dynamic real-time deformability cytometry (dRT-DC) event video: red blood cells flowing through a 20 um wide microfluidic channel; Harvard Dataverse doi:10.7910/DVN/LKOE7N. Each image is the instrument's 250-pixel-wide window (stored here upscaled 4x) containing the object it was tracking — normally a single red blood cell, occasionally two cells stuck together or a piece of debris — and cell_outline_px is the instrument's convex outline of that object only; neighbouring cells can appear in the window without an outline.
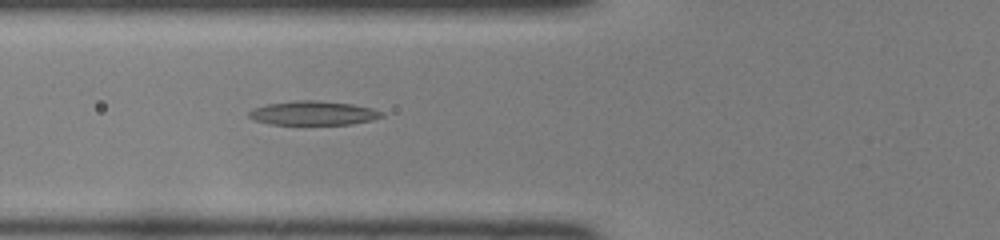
{"species": "common noctule bat (a hibernating species)", "species_latin": "Nyctalus noctula", "temperature_condition": "room temperature", "stored_images_in_passage": 34, "camera_frame_rate_fps": 3000, "um_per_image_px": 0.085, "animal": {"sex": "female", "body_mass_g": 22.0, "forearm_length_mm": 56.7}, "frame": {"image": 1, "passage_image": 6, "time_ms": 1.667, "image_size_px": [1000, 240], "cell_outline_px": [[384, 116], [372, 120], [352, 124], [268, 124], [252, 120], [248, 116], [248, 112], [252, 108], [268, 104], [296, 100], [312, 100], [352, 104], [372, 108], [384, 112]], "centroid_in_image_um": [26.61, 9.61], "position_along_channel_um": 99.2, "area_um2": 18.67}}
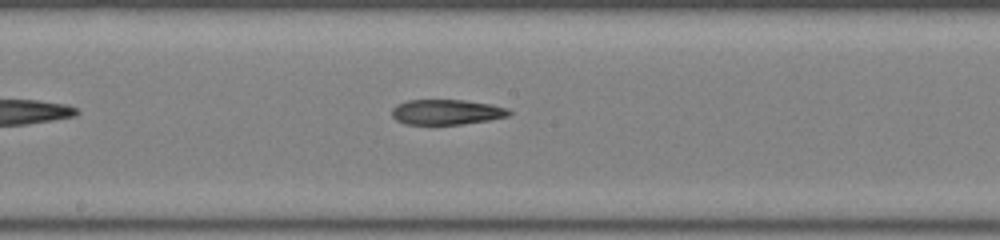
{"frame": {"image": 2, "passage_image": 14, "time_ms": 4.333, "image_size_px": [1000, 240], "cell_outline_px": [[512, 112], [508, 116], [488, 120], [464, 124], [404, 124], [396, 120], [392, 116], [392, 108], [396, 104], [408, 100], [464, 100], [492, 104], [508, 108]], "centroid_in_image_um": [37.95, 9.52], "position_along_channel_um": 210.2, "area_um2": 17.28}}
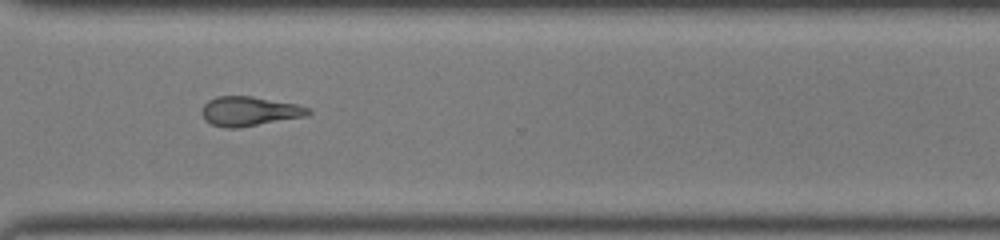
{"frame": {"image": 3, "passage_image": 24, "time_ms": 7.667, "image_size_px": [1000, 240], "cell_outline_px": [[312, 112], [304, 116], [240, 128], [224, 128], [212, 124], [204, 120], [200, 112], [204, 104], [208, 100], [216, 96], [252, 96], [296, 104], [308, 108]], "centroid_in_image_um": [21.13, 9.46], "position_along_channel_um": 349.5, "area_um2": 18.26}}